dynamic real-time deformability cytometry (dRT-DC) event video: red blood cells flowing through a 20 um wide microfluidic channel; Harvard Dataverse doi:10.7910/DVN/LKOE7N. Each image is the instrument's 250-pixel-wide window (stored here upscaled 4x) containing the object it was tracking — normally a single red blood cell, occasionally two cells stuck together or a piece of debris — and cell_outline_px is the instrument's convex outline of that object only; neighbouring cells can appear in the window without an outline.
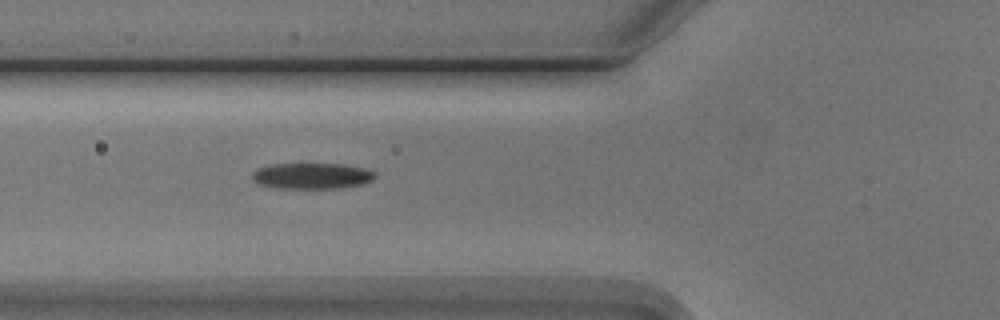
{"species": "Egyptian fruit bat (a non-hibernating species)", "species_latin": "Rousettus aegyptiacus", "temperature_condition": "cold", "stored_images_in_passage": 6, "camera_frame_rate_fps": 3000, "um_per_image_px": 0.085, "animal": {"sex": "male"}, "frame": {"image": 1, "passage_image": 6, "time_ms": 6.0, "image_size_px": [1000, 320], "cell_outline_px": [[376, 176], [372, 180], [364, 184], [336, 188], [276, 188], [260, 184], [252, 180], [252, 172], [256, 168], [272, 164], [344, 164], [368, 168]], "centroid_in_image_um": [26.5, 14.94], "position_along_channel_um": 99.3, "area_um2": 18.67}}